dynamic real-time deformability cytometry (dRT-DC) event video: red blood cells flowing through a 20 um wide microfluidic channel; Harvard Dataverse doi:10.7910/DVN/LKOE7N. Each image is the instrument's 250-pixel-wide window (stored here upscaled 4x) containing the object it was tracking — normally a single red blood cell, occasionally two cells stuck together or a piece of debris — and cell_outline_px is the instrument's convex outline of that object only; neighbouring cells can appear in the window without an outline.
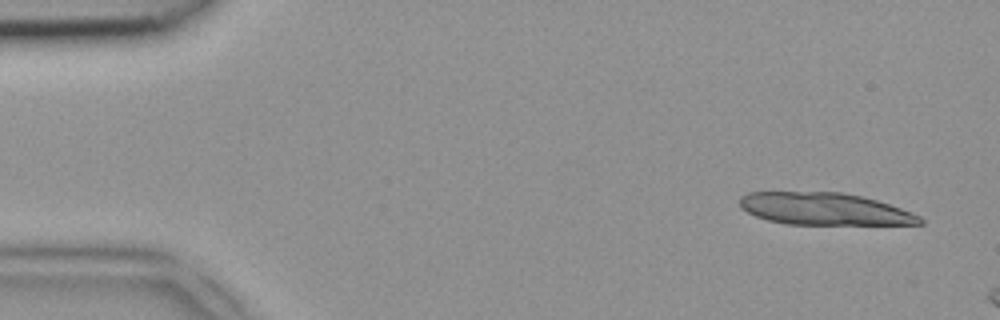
{"species": "common noctule bat (a hibernating species)", "species_latin": "Nyctalus noctula", "temperature_condition": "room temperature", "stored_images_in_passage": 7, "camera_frame_rate_fps": 3000, "um_per_image_px": 0.085, "animal": {"sex": "female", "body_mass_g": 18.4}, "frame": {"image": 1, "passage_image": 1, "time_ms": 0.0, "image_size_px": [1000, 320], "cell_outline_px": [[924, 224], [788, 224], [768, 220], [756, 216], [740, 208], [740, 196], [748, 192], [844, 192], [876, 200], [912, 212], [920, 216], [924, 220]], "centroid_in_image_um": [70.07, 17.75], "position_along_channel_um": 14.9, "area_um2": 33.64}}